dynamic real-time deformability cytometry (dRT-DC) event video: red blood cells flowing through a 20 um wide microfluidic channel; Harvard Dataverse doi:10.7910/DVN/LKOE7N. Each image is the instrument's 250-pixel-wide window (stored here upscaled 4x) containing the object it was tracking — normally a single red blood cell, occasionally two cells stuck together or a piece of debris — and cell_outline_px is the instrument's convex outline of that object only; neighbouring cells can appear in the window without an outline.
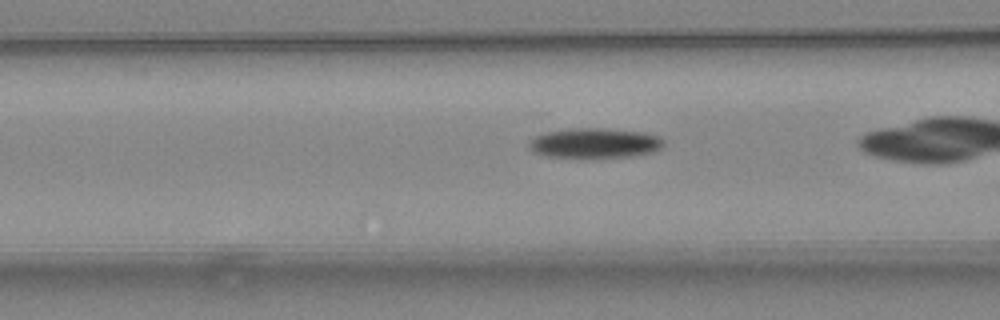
{"species": "common noctule bat (a hibernating species)", "species_latin": "Nyctalus noctula", "temperature_condition": "warm", "stored_images_in_passage": 36, "camera_frame_rate_fps": 3000, "um_per_image_px": 0.085, "animal": {"sex": "female", "body_mass_g": 24.6, "forearm_length_mm": 56.2}, "frame": {"image": 1, "passage_image": 18, "time_ms": 5.667, "image_size_px": [1000, 320], "cell_outline_px": [[664, 144], [660, 148], [652, 152], [632, 156], [548, 156], [532, 152], [528, 148], [528, 140], [536, 136], [548, 132], [572, 128], [604, 128], [644, 132], [660, 136], [664, 140]], "centroid_in_image_um": [50.56, 12.14], "position_along_channel_um": 116.0, "area_um2": 23.18}}
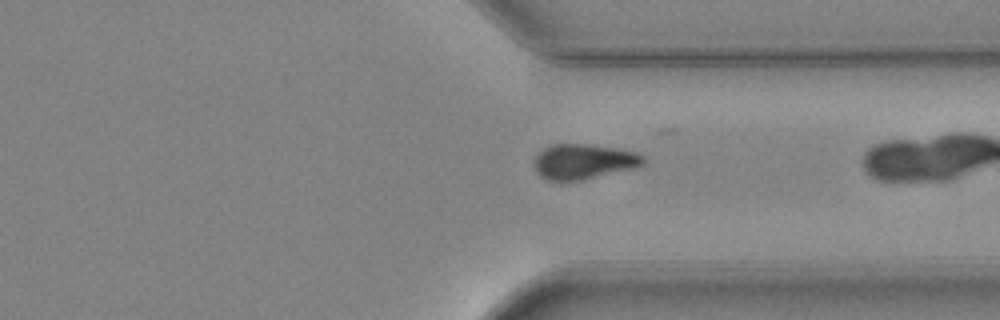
{"frame": {"image": 2, "passage_image": 35, "time_ms": 11.333, "image_size_px": [1000, 320], "cell_outline_px": [[644, 164], [636, 168], [580, 180], [548, 180], [540, 176], [536, 172], [536, 156], [544, 148], [552, 144], [588, 144], [616, 148], [636, 152], [644, 156]], "centroid_in_image_um": [49.64, 13.72], "position_along_channel_um": 361.8, "area_um2": 22.14}}